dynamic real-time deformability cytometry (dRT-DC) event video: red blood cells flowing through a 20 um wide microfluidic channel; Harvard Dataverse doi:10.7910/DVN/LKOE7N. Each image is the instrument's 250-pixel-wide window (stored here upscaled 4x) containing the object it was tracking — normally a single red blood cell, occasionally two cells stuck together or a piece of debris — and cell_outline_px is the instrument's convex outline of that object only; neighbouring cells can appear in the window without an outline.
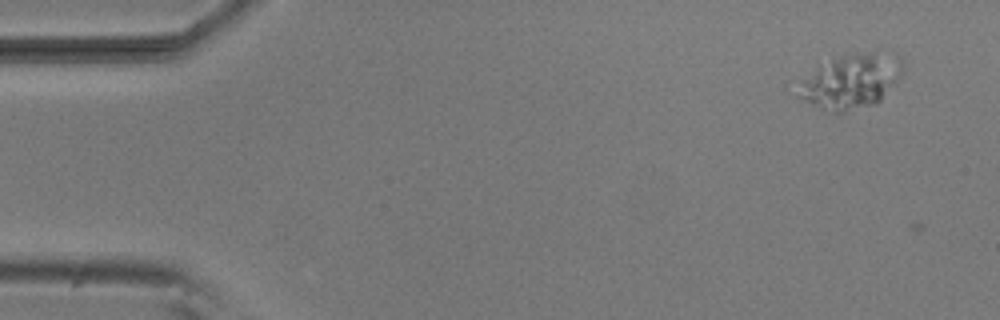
{"species": "common noctule bat (a hibernating species)", "species_latin": "Nyctalus noctula", "temperature_condition": "room temperature", "stored_images_in_passage": 3, "camera_frame_rate_fps": 3000, "um_per_image_px": 0.085, "animal": {"sex": "male", "body_mass_g": 20.5, "forearm_length_mm": 52.5}, "frame": {"image": 1, "passage_image": 2, "time_ms": 0.333, "image_size_px": [1000, 320], "cell_outline_px": [[904, 68], [900, 76], [880, 100], [876, 104], [844, 112], [832, 112], [804, 100], [796, 96], [804, 80], [816, 68], [832, 56], [848, 52], [872, 52], [900, 56], [904, 64]], "centroid_in_image_um": [72.37, 6.87], "position_along_channel_um": 12.6, "area_um2": 32.95}}